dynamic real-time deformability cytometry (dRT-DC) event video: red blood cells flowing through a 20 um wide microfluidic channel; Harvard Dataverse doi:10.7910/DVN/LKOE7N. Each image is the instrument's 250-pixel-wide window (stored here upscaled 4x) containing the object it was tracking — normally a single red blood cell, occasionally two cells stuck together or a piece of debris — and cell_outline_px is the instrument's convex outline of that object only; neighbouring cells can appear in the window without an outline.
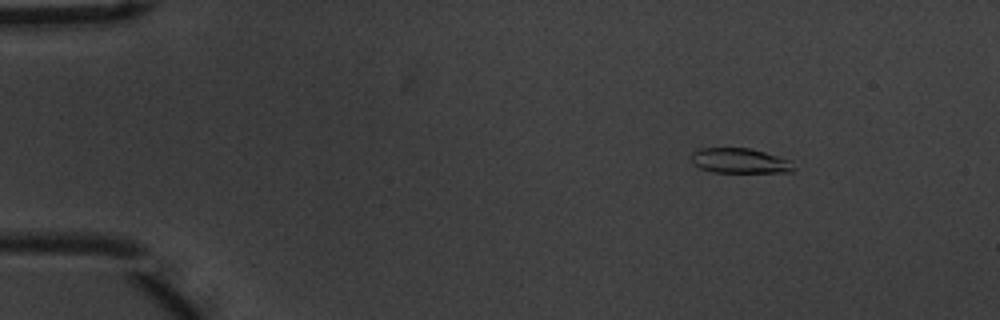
{"species": "common noctule bat (a hibernating species)", "species_latin": "Nyctalus noctula", "temperature_condition": "warm", "stored_images_in_passage": 52, "segment_of_instrument_passage": [1, 2], "camera_frame_rate_fps": 3000, "um_per_image_px": 0.085, "animal": {"sex": "male", "body_mass_g": 20.1, "forearm_length_mm": 53.5}, "frame": {"image": 1, "passage_image": 3, "time_ms": 0.667, "image_size_px": [1000, 320], "cell_outline_px": [[796, 168], [792, 172], [712, 172], [700, 168], [692, 164], [692, 152], [700, 148], [748, 148], [764, 152], [792, 160]], "centroid_in_image_um": [62.91, 13.67], "position_along_channel_um": 22.1, "area_um2": 15.03}}
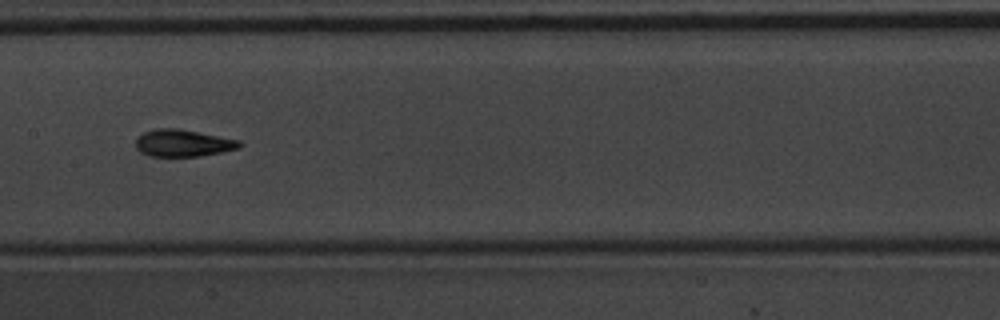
{"frame": {"image": 2, "passage_image": 24, "time_ms": 7.667, "image_size_px": [1000, 320], "cell_outline_px": [[244, 144], [240, 148], [200, 156], [148, 156], [140, 152], [136, 148], [136, 140], [144, 132], [156, 128], [176, 128], [240, 140]], "centroid_in_image_um": [15.56, 12.16], "position_along_channel_um": 191.8, "area_um2": 16.3}}
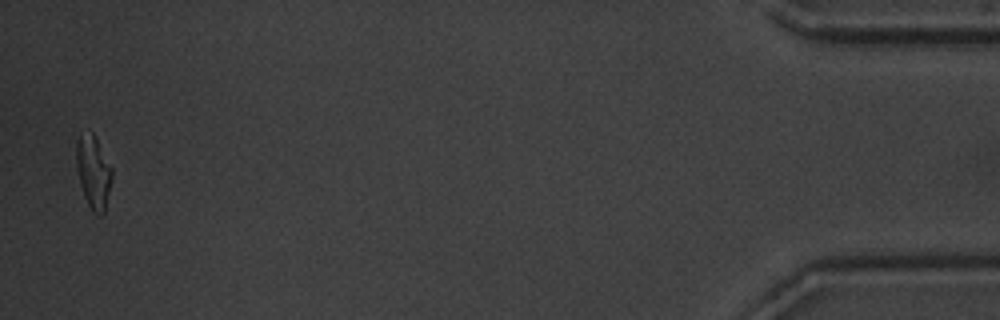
{"frame": {"image": 3, "passage_image": 50, "time_ms": 16.333, "image_size_px": [1000, 320], "cell_outline_px": [[112, 176], [104, 212], [100, 216], [96, 216], [92, 212], [84, 196], [80, 184], [76, 164], [76, 140], [80, 132], [92, 132], [112, 168]], "centroid_in_image_um": [7.91, 14.62], "position_along_channel_um": 427.3, "area_um2": 15.09}}